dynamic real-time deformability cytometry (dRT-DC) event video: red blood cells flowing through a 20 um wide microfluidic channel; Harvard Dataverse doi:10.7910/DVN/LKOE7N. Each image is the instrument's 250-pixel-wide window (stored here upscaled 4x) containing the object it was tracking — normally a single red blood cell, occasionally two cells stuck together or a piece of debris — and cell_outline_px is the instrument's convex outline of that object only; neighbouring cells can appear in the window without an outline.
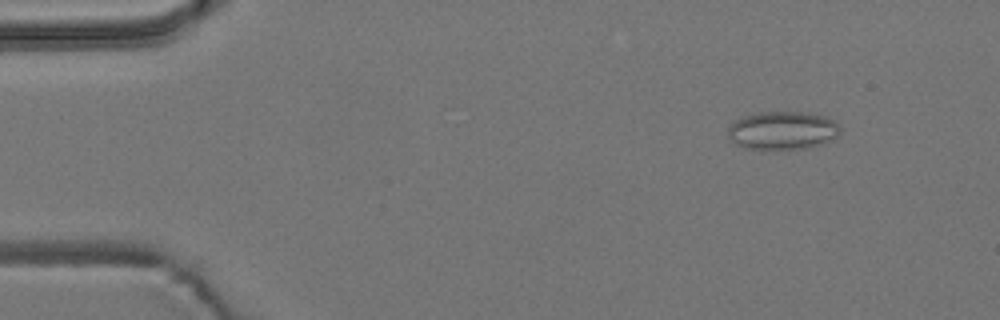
{"species": "common noctule bat (a hibernating species)", "species_latin": "Nyctalus noctula", "temperature_condition": "room temperature", "stored_images_in_passage": 5, "camera_frame_rate_fps": 3000, "um_per_image_px": 0.085, "animal": {"sex": "male", "body_mass_g": 19.2, "forearm_length_mm": 51.8}, "frame": {"image": 1, "passage_image": 2, "time_ms": 0.333, "image_size_px": [1000, 320], "cell_outline_px": [[840, 132], [836, 136], [820, 144], [808, 148], [764, 152], [744, 148], [736, 144], [728, 136], [728, 128], [732, 120], [744, 116], [760, 112], [808, 112], [828, 116], [840, 128]], "centroid_in_image_um": [66.46, 11.12], "position_along_channel_um": 18.5, "area_um2": 25.72}}